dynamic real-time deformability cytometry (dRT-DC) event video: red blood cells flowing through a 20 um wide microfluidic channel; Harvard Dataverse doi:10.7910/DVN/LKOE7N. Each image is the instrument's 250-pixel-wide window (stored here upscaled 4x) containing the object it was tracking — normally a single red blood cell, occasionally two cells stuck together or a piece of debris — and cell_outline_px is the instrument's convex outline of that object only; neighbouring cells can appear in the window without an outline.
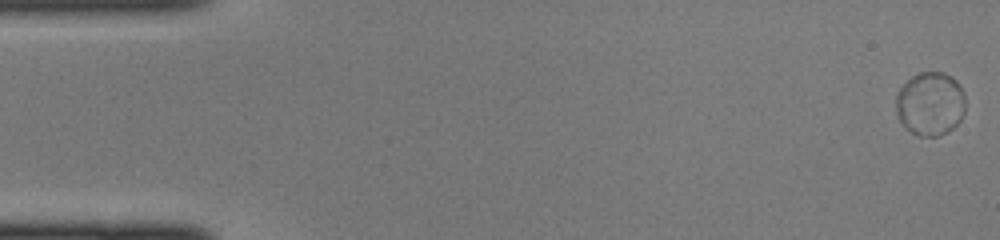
{"species": "common noctule bat (a hibernating species)", "species_latin": "Nyctalus noctula", "temperature_condition": "cold", "stored_images_in_passage": 38, "camera_frame_rate_fps": 3000, "um_per_image_px": 0.085, "animal": {"sex": "female", "body_mass_g": 22.0, "forearm_length_mm": 56.7}, "frame": {"image": 1, "passage_image": 1, "time_ms": 0.0, "image_size_px": [1000, 240], "cell_outline_px": [[964, 112], [960, 120], [948, 132], [936, 136], [920, 136], [904, 128], [896, 112], [896, 96], [900, 88], [912, 76], [920, 72], [944, 72], [952, 76], [960, 84], [964, 92]], "centroid_in_image_um": [79.08, 8.81], "position_along_channel_um": 5.9, "area_um2": 25.84}}
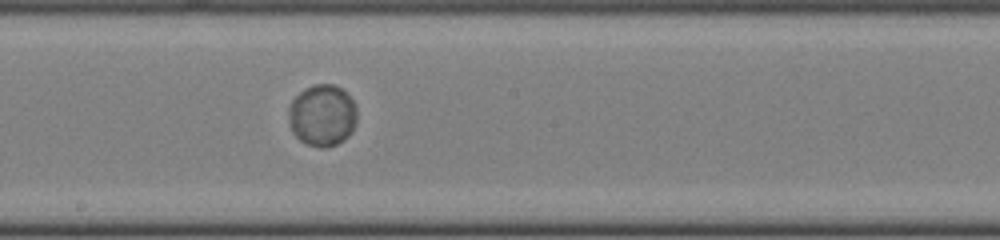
{"frame": {"image": 2, "passage_image": 25, "time_ms": 8.0, "image_size_px": [1000, 240], "cell_outline_px": [[356, 124], [352, 132], [344, 140], [336, 144], [324, 148], [320, 148], [304, 144], [292, 132], [288, 120], [288, 108], [292, 100], [304, 88], [312, 84], [332, 84], [340, 88], [352, 100], [356, 108]], "centroid_in_image_um": [27.37, 9.82], "position_along_channel_um": 220.8, "area_um2": 24.8}}
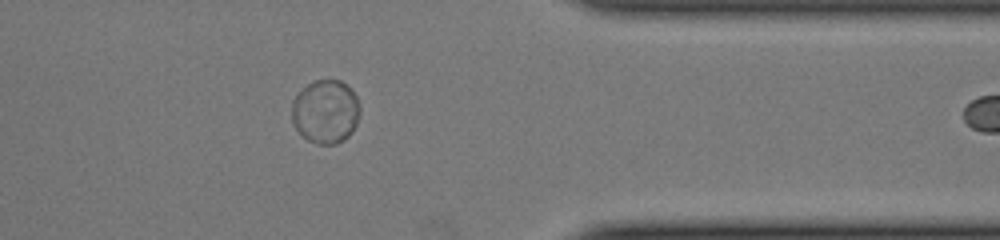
{"frame": {"image": 3, "passage_image": 37, "time_ms": 12.0, "image_size_px": [1000, 240], "cell_outline_px": [[360, 112], [356, 124], [352, 132], [344, 140], [336, 144], [316, 144], [308, 140], [296, 128], [292, 120], [292, 100], [312, 80], [340, 80], [356, 96], [360, 108]], "centroid_in_image_um": [27.67, 9.5], "position_along_channel_um": 383.7, "area_um2": 25.09}}